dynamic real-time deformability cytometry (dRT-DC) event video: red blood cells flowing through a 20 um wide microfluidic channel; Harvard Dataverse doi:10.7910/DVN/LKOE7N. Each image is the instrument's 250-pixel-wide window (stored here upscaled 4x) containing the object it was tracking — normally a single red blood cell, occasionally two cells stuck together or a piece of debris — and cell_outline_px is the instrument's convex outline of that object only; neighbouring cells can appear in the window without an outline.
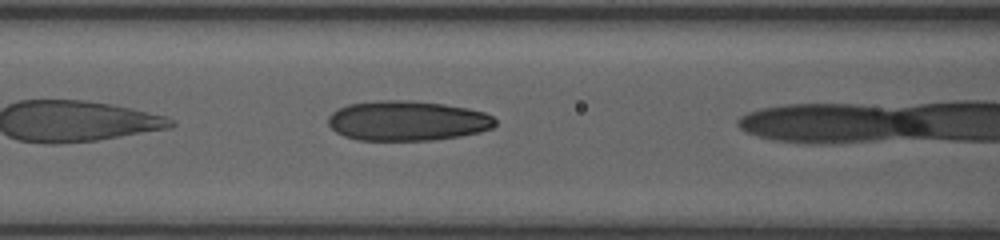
{"species": "human", "species_latin": "Homo sapiens", "temperature_condition": "room temperature", "stored_images_in_passage": 8, "camera_frame_rate_fps": 3000, "um_per_image_px": 0.085, "donor": {"sex": "female"}, "frame": {"image": 1, "passage_image": 6, "time_ms": 1.333, "image_size_px": [1000, 240], "cell_outline_px": [[496, 124], [492, 128], [480, 132], [460, 136], [432, 140], [356, 140], [344, 136], [336, 132], [328, 124], [328, 116], [332, 112], [348, 104], [376, 100], [412, 100], [444, 104], [468, 108], [484, 112], [492, 116], [496, 120]], "centroid_in_image_um": [34.62, 10.26], "position_along_channel_um": 132.0, "area_um2": 39.07}}